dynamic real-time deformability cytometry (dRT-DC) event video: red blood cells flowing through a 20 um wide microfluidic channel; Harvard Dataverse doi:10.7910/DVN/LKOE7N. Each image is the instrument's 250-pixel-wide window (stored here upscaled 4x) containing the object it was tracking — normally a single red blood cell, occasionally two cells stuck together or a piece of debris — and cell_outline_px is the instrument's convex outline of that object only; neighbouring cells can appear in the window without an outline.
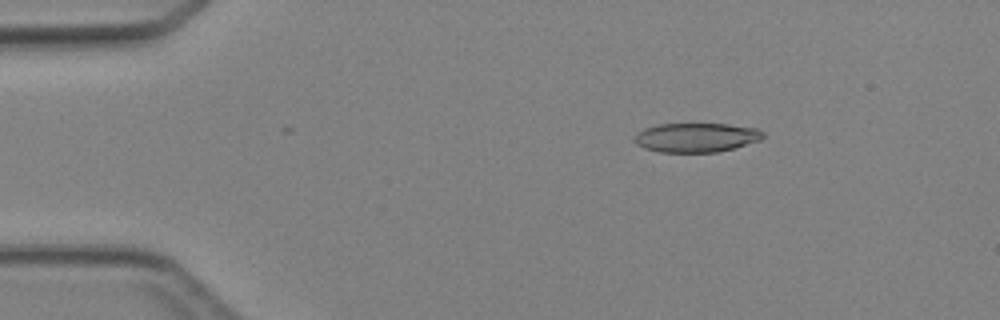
{"species": "Egyptian fruit bat (a non-hibernating species)", "species_latin": "Rousettus aegyptiacus", "temperature_condition": "cold", "stored_images_in_passage": 4, "camera_frame_rate_fps": 3000, "um_per_image_px": 0.085, "animal": {"sex": "female"}, "frame": {"image": 1, "passage_image": 3, "time_ms": 2.333, "image_size_px": [1000, 320], "cell_outline_px": [[764, 136], [760, 140], [732, 148], [716, 152], [660, 152], [644, 148], [636, 144], [632, 140], [636, 132], [644, 128], [660, 124], [728, 124], [760, 128], [764, 132]], "centroid_in_image_um": [59.16, 11.68], "position_along_channel_um": 25.8, "area_um2": 22.02}}